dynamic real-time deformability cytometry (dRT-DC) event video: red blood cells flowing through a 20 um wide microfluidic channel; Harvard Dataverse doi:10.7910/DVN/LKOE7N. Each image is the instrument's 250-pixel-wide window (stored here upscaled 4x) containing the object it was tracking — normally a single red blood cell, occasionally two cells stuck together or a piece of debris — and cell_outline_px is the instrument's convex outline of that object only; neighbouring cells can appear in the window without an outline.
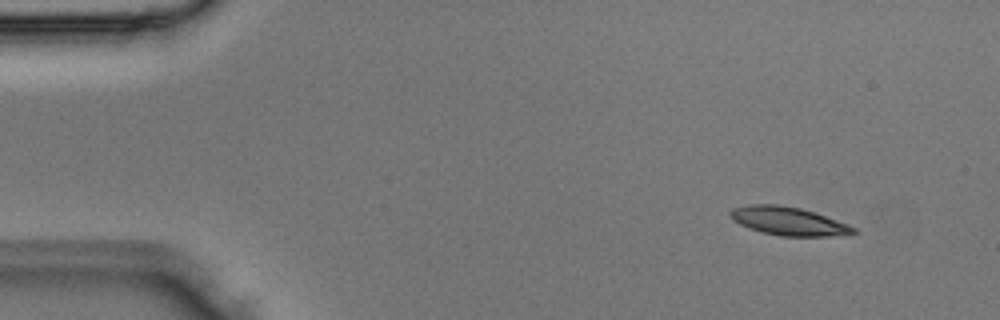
{"species": "Egyptian fruit bat (a non-hibernating species)", "species_latin": "Rousettus aegyptiacus", "temperature_condition": "room temperature", "stored_images_in_passage": 3, "camera_frame_rate_fps": 3000, "um_per_image_px": 0.085, "animal": {"sex": "male"}, "frame": {"image": 1, "passage_image": 1, "time_ms": 0.0, "image_size_px": [1000, 320], "cell_outline_px": [[860, 232], [828, 236], [780, 236], [764, 232], [740, 224], [732, 220], [728, 216], [728, 212], [732, 208], [748, 204], [776, 204], [800, 208], [848, 224], [856, 228]], "centroid_in_image_um": [66.97, 18.78], "position_along_channel_um": 18.0, "area_um2": 20.17}}